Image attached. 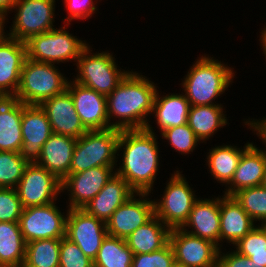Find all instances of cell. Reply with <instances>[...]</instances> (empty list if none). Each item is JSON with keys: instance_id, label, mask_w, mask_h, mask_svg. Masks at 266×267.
<instances>
[{"instance_id": "b9f144b4", "label": "cell", "mask_w": 266, "mask_h": 267, "mask_svg": "<svg viewBox=\"0 0 266 267\" xmlns=\"http://www.w3.org/2000/svg\"><path fill=\"white\" fill-rule=\"evenodd\" d=\"M245 125L250 126V130L256 131V135L260 136V139H262V142L265 144L266 147V118H262V120H247L244 122Z\"/></svg>"}, {"instance_id": "f35d334b", "label": "cell", "mask_w": 266, "mask_h": 267, "mask_svg": "<svg viewBox=\"0 0 266 267\" xmlns=\"http://www.w3.org/2000/svg\"><path fill=\"white\" fill-rule=\"evenodd\" d=\"M23 207L13 188H0V221L19 222Z\"/></svg>"}, {"instance_id": "836d02e7", "label": "cell", "mask_w": 266, "mask_h": 267, "mask_svg": "<svg viewBox=\"0 0 266 267\" xmlns=\"http://www.w3.org/2000/svg\"><path fill=\"white\" fill-rule=\"evenodd\" d=\"M28 164L18 152L0 151V188L15 189Z\"/></svg>"}, {"instance_id": "484cf974", "label": "cell", "mask_w": 266, "mask_h": 267, "mask_svg": "<svg viewBox=\"0 0 266 267\" xmlns=\"http://www.w3.org/2000/svg\"><path fill=\"white\" fill-rule=\"evenodd\" d=\"M170 229L154 215L138 227L125 240L133 254L157 251L169 242Z\"/></svg>"}, {"instance_id": "7a4b0ae2", "label": "cell", "mask_w": 266, "mask_h": 267, "mask_svg": "<svg viewBox=\"0 0 266 267\" xmlns=\"http://www.w3.org/2000/svg\"><path fill=\"white\" fill-rule=\"evenodd\" d=\"M154 82L137 72L129 71L106 97L110 128L118 130L144 129L152 113L157 88ZM120 118L110 122L113 118ZM112 117V118H111Z\"/></svg>"}, {"instance_id": "4dcf8cb0", "label": "cell", "mask_w": 266, "mask_h": 267, "mask_svg": "<svg viewBox=\"0 0 266 267\" xmlns=\"http://www.w3.org/2000/svg\"><path fill=\"white\" fill-rule=\"evenodd\" d=\"M132 259L133 252L128 247L126 240L107 234L93 260V266L131 267Z\"/></svg>"}, {"instance_id": "52a82bcc", "label": "cell", "mask_w": 266, "mask_h": 267, "mask_svg": "<svg viewBox=\"0 0 266 267\" xmlns=\"http://www.w3.org/2000/svg\"><path fill=\"white\" fill-rule=\"evenodd\" d=\"M87 46L77 59L78 74L75 82L108 96L127 75L128 71L118 69L115 57L108 51L91 53Z\"/></svg>"}, {"instance_id": "5b68a950", "label": "cell", "mask_w": 266, "mask_h": 267, "mask_svg": "<svg viewBox=\"0 0 266 267\" xmlns=\"http://www.w3.org/2000/svg\"><path fill=\"white\" fill-rule=\"evenodd\" d=\"M120 130L87 131L76 142L69 174L85 171L97 166H116L117 145Z\"/></svg>"}, {"instance_id": "5bb4252c", "label": "cell", "mask_w": 266, "mask_h": 267, "mask_svg": "<svg viewBox=\"0 0 266 267\" xmlns=\"http://www.w3.org/2000/svg\"><path fill=\"white\" fill-rule=\"evenodd\" d=\"M149 193H136L119 206L106 222L107 234L126 239L138 227L148 222L154 215V200ZM139 198L136 199L135 197Z\"/></svg>"}, {"instance_id": "e575fe53", "label": "cell", "mask_w": 266, "mask_h": 267, "mask_svg": "<svg viewBox=\"0 0 266 267\" xmlns=\"http://www.w3.org/2000/svg\"><path fill=\"white\" fill-rule=\"evenodd\" d=\"M234 246H236L238 253L266 267V232L259 224L235 243Z\"/></svg>"}, {"instance_id": "d590c367", "label": "cell", "mask_w": 266, "mask_h": 267, "mask_svg": "<svg viewBox=\"0 0 266 267\" xmlns=\"http://www.w3.org/2000/svg\"><path fill=\"white\" fill-rule=\"evenodd\" d=\"M162 137L169 140L176 152L181 154H191L194 148L199 144L200 140L194 134V131L188 124H183L176 127L167 128L160 133Z\"/></svg>"}, {"instance_id": "30bf717a", "label": "cell", "mask_w": 266, "mask_h": 267, "mask_svg": "<svg viewBox=\"0 0 266 267\" xmlns=\"http://www.w3.org/2000/svg\"><path fill=\"white\" fill-rule=\"evenodd\" d=\"M56 202L44 206L23 208L19 226L26 243L48 239L63 238L66 235L67 213H61Z\"/></svg>"}, {"instance_id": "277c9868", "label": "cell", "mask_w": 266, "mask_h": 267, "mask_svg": "<svg viewBox=\"0 0 266 267\" xmlns=\"http://www.w3.org/2000/svg\"><path fill=\"white\" fill-rule=\"evenodd\" d=\"M58 70L55 64L35 62L27 58L14 99L26 105H40L43 101L63 93L69 81Z\"/></svg>"}, {"instance_id": "4316f807", "label": "cell", "mask_w": 266, "mask_h": 267, "mask_svg": "<svg viewBox=\"0 0 266 267\" xmlns=\"http://www.w3.org/2000/svg\"><path fill=\"white\" fill-rule=\"evenodd\" d=\"M190 103L185 94L159 95L157 91L152 112L156 118V124L162 132L167 128L187 124Z\"/></svg>"}, {"instance_id": "ffe728a7", "label": "cell", "mask_w": 266, "mask_h": 267, "mask_svg": "<svg viewBox=\"0 0 266 267\" xmlns=\"http://www.w3.org/2000/svg\"><path fill=\"white\" fill-rule=\"evenodd\" d=\"M186 227L192 228V231ZM185 232L211 241L220 249V198L197 199L189 213L188 219L181 227ZM194 230V231H193Z\"/></svg>"}, {"instance_id": "1f68e13d", "label": "cell", "mask_w": 266, "mask_h": 267, "mask_svg": "<svg viewBox=\"0 0 266 267\" xmlns=\"http://www.w3.org/2000/svg\"><path fill=\"white\" fill-rule=\"evenodd\" d=\"M61 238H48L26 243L25 267H59Z\"/></svg>"}, {"instance_id": "f6af8a7d", "label": "cell", "mask_w": 266, "mask_h": 267, "mask_svg": "<svg viewBox=\"0 0 266 267\" xmlns=\"http://www.w3.org/2000/svg\"><path fill=\"white\" fill-rule=\"evenodd\" d=\"M259 41H261L263 53L265 54L266 57V27L264 28V30L261 31V36Z\"/></svg>"}, {"instance_id": "44dd1931", "label": "cell", "mask_w": 266, "mask_h": 267, "mask_svg": "<svg viewBox=\"0 0 266 267\" xmlns=\"http://www.w3.org/2000/svg\"><path fill=\"white\" fill-rule=\"evenodd\" d=\"M136 192L118 174H114L102 190L83 209L91 216L104 221L111 218L114 211Z\"/></svg>"}, {"instance_id": "ba28073f", "label": "cell", "mask_w": 266, "mask_h": 267, "mask_svg": "<svg viewBox=\"0 0 266 267\" xmlns=\"http://www.w3.org/2000/svg\"><path fill=\"white\" fill-rule=\"evenodd\" d=\"M182 175L178 170L172 174L161 200H154L155 215L170 230L184 225L194 202L198 199Z\"/></svg>"}, {"instance_id": "e0dca14e", "label": "cell", "mask_w": 266, "mask_h": 267, "mask_svg": "<svg viewBox=\"0 0 266 267\" xmlns=\"http://www.w3.org/2000/svg\"><path fill=\"white\" fill-rule=\"evenodd\" d=\"M67 90L71 94L77 115L88 131L110 129L106 96L74 79L68 82Z\"/></svg>"}, {"instance_id": "ee69618b", "label": "cell", "mask_w": 266, "mask_h": 267, "mask_svg": "<svg viewBox=\"0 0 266 267\" xmlns=\"http://www.w3.org/2000/svg\"><path fill=\"white\" fill-rule=\"evenodd\" d=\"M6 15L3 12H0V43L3 42L7 37H9L8 34L5 33L4 30V24H5V20H6ZM5 33V34H4Z\"/></svg>"}, {"instance_id": "c3c4849f", "label": "cell", "mask_w": 266, "mask_h": 267, "mask_svg": "<svg viewBox=\"0 0 266 267\" xmlns=\"http://www.w3.org/2000/svg\"><path fill=\"white\" fill-rule=\"evenodd\" d=\"M170 267H183L181 264L174 262Z\"/></svg>"}, {"instance_id": "8d00e7d4", "label": "cell", "mask_w": 266, "mask_h": 267, "mask_svg": "<svg viewBox=\"0 0 266 267\" xmlns=\"http://www.w3.org/2000/svg\"><path fill=\"white\" fill-rule=\"evenodd\" d=\"M59 267H94L93 260L87 257L79 246L68 238H61Z\"/></svg>"}, {"instance_id": "d4e9b609", "label": "cell", "mask_w": 266, "mask_h": 267, "mask_svg": "<svg viewBox=\"0 0 266 267\" xmlns=\"http://www.w3.org/2000/svg\"><path fill=\"white\" fill-rule=\"evenodd\" d=\"M22 113L23 103L14 98H4L0 103V151L19 153L23 142Z\"/></svg>"}, {"instance_id": "7dc6e473", "label": "cell", "mask_w": 266, "mask_h": 267, "mask_svg": "<svg viewBox=\"0 0 266 267\" xmlns=\"http://www.w3.org/2000/svg\"><path fill=\"white\" fill-rule=\"evenodd\" d=\"M261 185L266 188V168H265V174H264L263 181H262Z\"/></svg>"}, {"instance_id": "d6a6232c", "label": "cell", "mask_w": 266, "mask_h": 267, "mask_svg": "<svg viewBox=\"0 0 266 267\" xmlns=\"http://www.w3.org/2000/svg\"><path fill=\"white\" fill-rule=\"evenodd\" d=\"M233 197L242 206L253 221H266V188L262 185L244 188Z\"/></svg>"}, {"instance_id": "681fc988", "label": "cell", "mask_w": 266, "mask_h": 267, "mask_svg": "<svg viewBox=\"0 0 266 267\" xmlns=\"http://www.w3.org/2000/svg\"><path fill=\"white\" fill-rule=\"evenodd\" d=\"M261 227L264 229V231L266 232V221L265 222H263L262 224H261Z\"/></svg>"}, {"instance_id": "74e56055", "label": "cell", "mask_w": 266, "mask_h": 267, "mask_svg": "<svg viewBox=\"0 0 266 267\" xmlns=\"http://www.w3.org/2000/svg\"><path fill=\"white\" fill-rule=\"evenodd\" d=\"M174 262V252L171 244L168 242L157 251L133 254L131 267H170Z\"/></svg>"}, {"instance_id": "2e32d148", "label": "cell", "mask_w": 266, "mask_h": 267, "mask_svg": "<svg viewBox=\"0 0 266 267\" xmlns=\"http://www.w3.org/2000/svg\"><path fill=\"white\" fill-rule=\"evenodd\" d=\"M21 126L23 142L19 154L28 163H36L42 146L53 134L51 124L40 105L23 104Z\"/></svg>"}, {"instance_id": "8992f818", "label": "cell", "mask_w": 266, "mask_h": 267, "mask_svg": "<svg viewBox=\"0 0 266 267\" xmlns=\"http://www.w3.org/2000/svg\"><path fill=\"white\" fill-rule=\"evenodd\" d=\"M60 28L30 37L25 42L27 58L35 62L52 64L69 62V60L77 62L88 44L66 31V27Z\"/></svg>"}, {"instance_id": "f546056e", "label": "cell", "mask_w": 266, "mask_h": 267, "mask_svg": "<svg viewBox=\"0 0 266 267\" xmlns=\"http://www.w3.org/2000/svg\"><path fill=\"white\" fill-rule=\"evenodd\" d=\"M25 251L19 222L0 221V265L23 264Z\"/></svg>"}, {"instance_id": "f907efd6", "label": "cell", "mask_w": 266, "mask_h": 267, "mask_svg": "<svg viewBox=\"0 0 266 267\" xmlns=\"http://www.w3.org/2000/svg\"><path fill=\"white\" fill-rule=\"evenodd\" d=\"M4 98H5V97L2 96V95L0 94V103L2 102V100H3Z\"/></svg>"}, {"instance_id": "cb8c5ba5", "label": "cell", "mask_w": 266, "mask_h": 267, "mask_svg": "<svg viewBox=\"0 0 266 267\" xmlns=\"http://www.w3.org/2000/svg\"><path fill=\"white\" fill-rule=\"evenodd\" d=\"M254 224L233 196L220 197V243L225 239L234 245L255 227Z\"/></svg>"}, {"instance_id": "bcb514c9", "label": "cell", "mask_w": 266, "mask_h": 267, "mask_svg": "<svg viewBox=\"0 0 266 267\" xmlns=\"http://www.w3.org/2000/svg\"><path fill=\"white\" fill-rule=\"evenodd\" d=\"M0 267H25V265L24 264L0 265Z\"/></svg>"}, {"instance_id": "9c48e42d", "label": "cell", "mask_w": 266, "mask_h": 267, "mask_svg": "<svg viewBox=\"0 0 266 267\" xmlns=\"http://www.w3.org/2000/svg\"><path fill=\"white\" fill-rule=\"evenodd\" d=\"M14 9L17 13L9 37L26 42L34 35L55 29V0H16Z\"/></svg>"}, {"instance_id": "f1b7e54d", "label": "cell", "mask_w": 266, "mask_h": 267, "mask_svg": "<svg viewBox=\"0 0 266 267\" xmlns=\"http://www.w3.org/2000/svg\"><path fill=\"white\" fill-rule=\"evenodd\" d=\"M252 143L244 145V149L232 145H222L209 150L207 164L210 174L219 183L227 184L231 181L235 170L240 162L243 152Z\"/></svg>"}, {"instance_id": "9a60e30c", "label": "cell", "mask_w": 266, "mask_h": 267, "mask_svg": "<svg viewBox=\"0 0 266 267\" xmlns=\"http://www.w3.org/2000/svg\"><path fill=\"white\" fill-rule=\"evenodd\" d=\"M114 168L115 166H97L69 174L61 184L62 192L70 191L68 209H83L115 174Z\"/></svg>"}, {"instance_id": "603a6c76", "label": "cell", "mask_w": 266, "mask_h": 267, "mask_svg": "<svg viewBox=\"0 0 266 267\" xmlns=\"http://www.w3.org/2000/svg\"><path fill=\"white\" fill-rule=\"evenodd\" d=\"M266 168V151L258 149L253 143L243 152L224 195L233 196L244 188L260 186Z\"/></svg>"}, {"instance_id": "d6986e66", "label": "cell", "mask_w": 266, "mask_h": 267, "mask_svg": "<svg viewBox=\"0 0 266 267\" xmlns=\"http://www.w3.org/2000/svg\"><path fill=\"white\" fill-rule=\"evenodd\" d=\"M26 59L25 42L7 37L0 43V94L5 98L15 97Z\"/></svg>"}, {"instance_id": "7c38bea8", "label": "cell", "mask_w": 266, "mask_h": 267, "mask_svg": "<svg viewBox=\"0 0 266 267\" xmlns=\"http://www.w3.org/2000/svg\"><path fill=\"white\" fill-rule=\"evenodd\" d=\"M169 243L175 262L183 267H217L220 248L211 241L191 235L181 228L170 230Z\"/></svg>"}, {"instance_id": "ac0fdd59", "label": "cell", "mask_w": 266, "mask_h": 267, "mask_svg": "<svg viewBox=\"0 0 266 267\" xmlns=\"http://www.w3.org/2000/svg\"><path fill=\"white\" fill-rule=\"evenodd\" d=\"M40 107L45 111L54 134L78 139L88 131L77 115L71 94L67 89L43 101Z\"/></svg>"}, {"instance_id": "6da1fadb", "label": "cell", "mask_w": 266, "mask_h": 267, "mask_svg": "<svg viewBox=\"0 0 266 267\" xmlns=\"http://www.w3.org/2000/svg\"><path fill=\"white\" fill-rule=\"evenodd\" d=\"M157 136L148 123L144 129L120 130L117 151H122L121 176L136 193H151L159 168ZM121 149V150H120Z\"/></svg>"}, {"instance_id": "4fadbf2b", "label": "cell", "mask_w": 266, "mask_h": 267, "mask_svg": "<svg viewBox=\"0 0 266 267\" xmlns=\"http://www.w3.org/2000/svg\"><path fill=\"white\" fill-rule=\"evenodd\" d=\"M66 235L83 253L94 260L102 241L107 236L106 223L89 215L84 209H68Z\"/></svg>"}, {"instance_id": "7402d4cb", "label": "cell", "mask_w": 266, "mask_h": 267, "mask_svg": "<svg viewBox=\"0 0 266 267\" xmlns=\"http://www.w3.org/2000/svg\"><path fill=\"white\" fill-rule=\"evenodd\" d=\"M77 139L60 134H52L44 143L36 164L44 167L61 182L69 175L73 151Z\"/></svg>"}, {"instance_id": "7bdbcfd3", "label": "cell", "mask_w": 266, "mask_h": 267, "mask_svg": "<svg viewBox=\"0 0 266 267\" xmlns=\"http://www.w3.org/2000/svg\"><path fill=\"white\" fill-rule=\"evenodd\" d=\"M16 0H0V12L5 14L10 13L12 11V7L15 4Z\"/></svg>"}, {"instance_id": "60d3db41", "label": "cell", "mask_w": 266, "mask_h": 267, "mask_svg": "<svg viewBox=\"0 0 266 267\" xmlns=\"http://www.w3.org/2000/svg\"><path fill=\"white\" fill-rule=\"evenodd\" d=\"M219 250V267H264L252 261L249 257L238 253L236 250L224 254ZM223 255H222V254Z\"/></svg>"}, {"instance_id": "3957f363", "label": "cell", "mask_w": 266, "mask_h": 267, "mask_svg": "<svg viewBox=\"0 0 266 267\" xmlns=\"http://www.w3.org/2000/svg\"><path fill=\"white\" fill-rule=\"evenodd\" d=\"M234 76L231 67L211 56L202 55L181 84L191 106L215 105L213 100L225 92Z\"/></svg>"}, {"instance_id": "83f0119b", "label": "cell", "mask_w": 266, "mask_h": 267, "mask_svg": "<svg viewBox=\"0 0 266 267\" xmlns=\"http://www.w3.org/2000/svg\"><path fill=\"white\" fill-rule=\"evenodd\" d=\"M221 104L191 106L187 124L202 142L207 141L219 128L227 124Z\"/></svg>"}, {"instance_id": "ab89813d", "label": "cell", "mask_w": 266, "mask_h": 267, "mask_svg": "<svg viewBox=\"0 0 266 267\" xmlns=\"http://www.w3.org/2000/svg\"><path fill=\"white\" fill-rule=\"evenodd\" d=\"M64 4L69 14L65 22L67 26L74 19L83 20L91 17L97 10L93 0H64Z\"/></svg>"}, {"instance_id": "8fae6325", "label": "cell", "mask_w": 266, "mask_h": 267, "mask_svg": "<svg viewBox=\"0 0 266 267\" xmlns=\"http://www.w3.org/2000/svg\"><path fill=\"white\" fill-rule=\"evenodd\" d=\"M62 182L44 167L29 163L16 186L23 208L44 206L57 200Z\"/></svg>"}]
</instances>
